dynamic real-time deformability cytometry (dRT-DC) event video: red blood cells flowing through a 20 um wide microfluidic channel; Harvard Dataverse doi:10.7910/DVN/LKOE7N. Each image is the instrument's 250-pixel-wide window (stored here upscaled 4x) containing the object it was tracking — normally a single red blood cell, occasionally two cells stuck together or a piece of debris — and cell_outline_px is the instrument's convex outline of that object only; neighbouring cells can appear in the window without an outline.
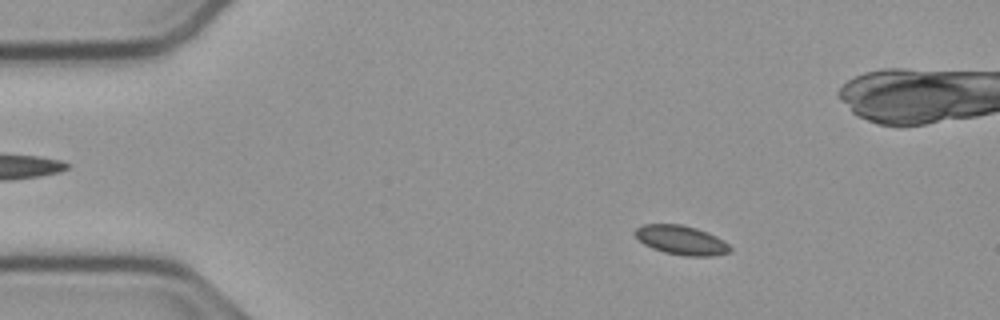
{"species": "common noctule bat (a hibernating species)", "species_latin": "Nyctalus noctula", "temperature_condition": "cold", "stored_images_in_passage": 56, "camera_frame_rate_fps": 3000, "um_per_image_px": 0.085, "animal": {"sex": "male", "body_mass_g": 23.1, "forearm_length_mm": 52.7}, "frame": {"image": 1, "passage_image": 9, "time_ms": 2.667, "image_size_px": [1000, 320], "cell_outline_px": [[732, 252], [712, 256], [684, 256], [664, 252], [652, 248], [644, 244], [632, 232], [636, 228], [644, 224], [680, 224], [696, 228], [708, 232], [724, 240], [732, 248]], "centroid_in_image_um": [57.93, 20.41], "position_along_channel_um": 27.1, "area_um2": 16.3}}
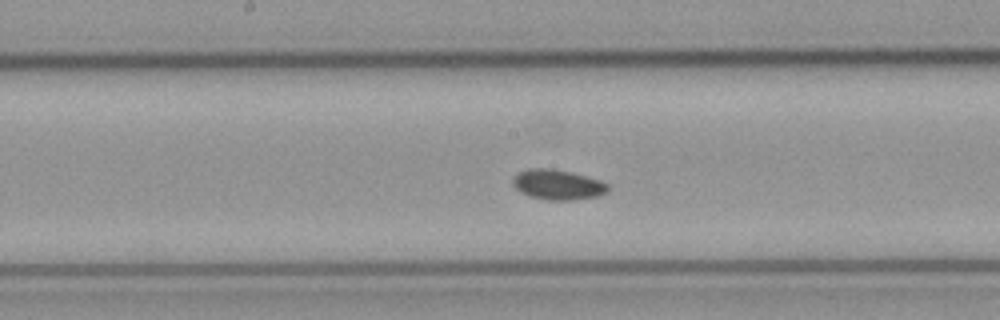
{"frame": {"image": 2, "passage_image": 28, "time_ms": 9.0, "image_size_px": [1000, 320], "cell_outline_px": [[608, 192], [600, 196], [572, 200], [548, 200], [528, 196], [520, 192], [512, 184], [512, 180], [520, 172], [528, 168], [552, 168], [572, 172], [600, 180], [608, 184]], "centroid_in_image_um": [47.42, 15.7], "position_along_channel_um": 200.8, "area_um2": 16.82}}
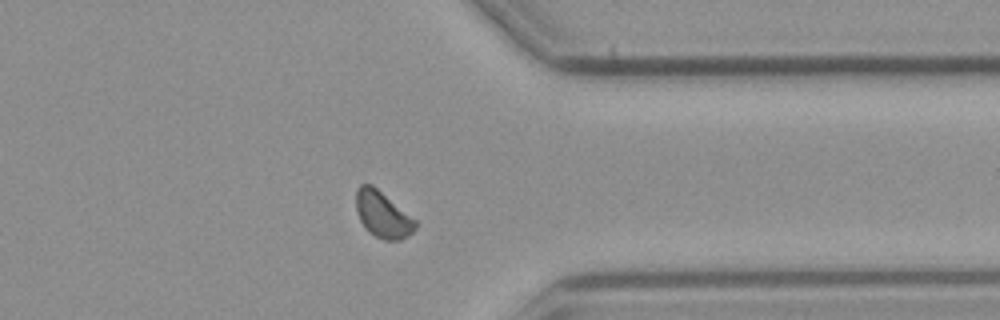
{"frame": {"image": 3, "passage_image": 43, "time_ms": 14.0, "image_size_px": [1000, 320], "cell_outline_px": [[416, 228], [408, 236], [400, 240], [384, 240], [368, 232], [364, 228], [356, 212], [356, 188], [360, 184], [372, 184], [416, 220]], "centroid_in_image_um": [32.5, 18.24], "position_along_channel_um": 378.9, "area_um2": 16.01}}